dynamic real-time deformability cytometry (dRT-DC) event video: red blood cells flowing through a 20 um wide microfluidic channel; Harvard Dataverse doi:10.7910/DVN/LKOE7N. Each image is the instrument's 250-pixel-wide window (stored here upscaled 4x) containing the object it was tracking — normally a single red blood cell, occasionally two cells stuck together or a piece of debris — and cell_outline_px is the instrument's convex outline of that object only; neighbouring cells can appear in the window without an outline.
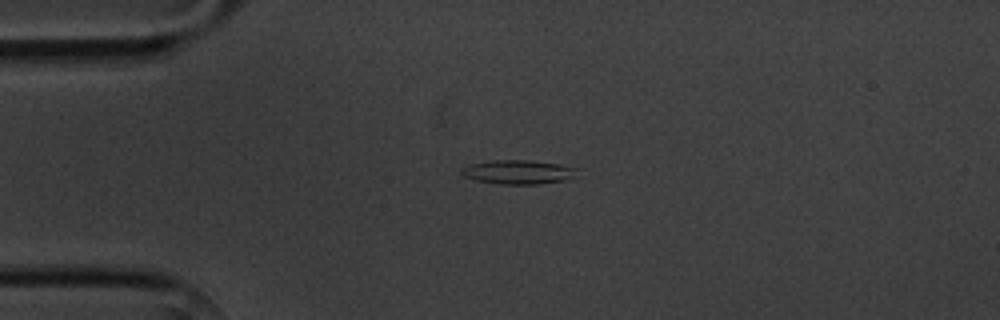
{"species": "common noctule bat (a hibernating species)", "species_latin": "Nyctalus noctula", "temperature_condition": "cold", "stored_images_in_passage": 2, "camera_frame_rate_fps": 3000, "um_per_image_px": 0.085, "animal": {"sex": "male", "body_mass_g": 20.1, "forearm_length_mm": 53.5}, "frame": {"image": 1, "passage_image": 1, "time_ms": 0.0, "image_size_px": [1000, 320], "cell_outline_px": [[580, 168], [572, 176], [564, 180], [536, 184], [500, 184], [476, 180], [464, 176], [460, 172], [460, 168], [472, 164], [492, 160], [528, 160], [560, 164]], "centroid_in_image_um": [44.03, 14.61], "position_along_channel_um": 41.0, "area_um2": 16.07}}